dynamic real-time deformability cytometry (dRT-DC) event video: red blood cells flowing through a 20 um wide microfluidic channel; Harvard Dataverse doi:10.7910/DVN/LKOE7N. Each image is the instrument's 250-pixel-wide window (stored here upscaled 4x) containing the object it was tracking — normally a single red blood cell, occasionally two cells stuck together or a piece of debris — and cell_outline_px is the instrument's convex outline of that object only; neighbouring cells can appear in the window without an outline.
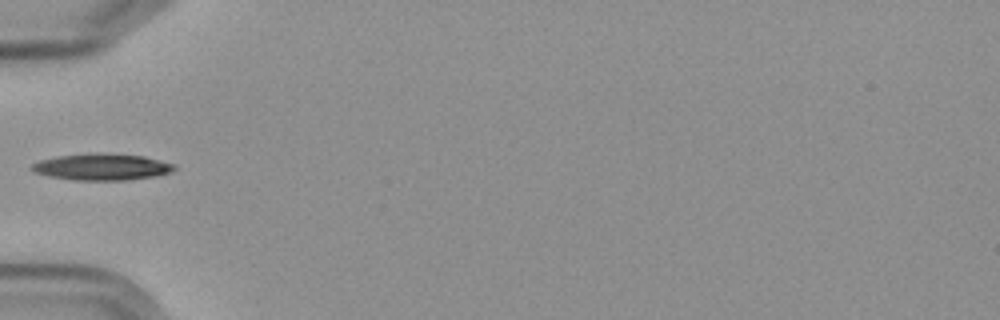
{"species": "Egyptian fruit bat (a non-hibernating species)", "species_latin": "Rousettus aegyptiacus", "temperature_condition": "cold", "stored_images_in_passage": 6, "camera_frame_rate_fps": 3000, "um_per_image_px": 0.085, "frame": {"image": 1, "passage_image": 6, "time_ms": 6.0, "image_size_px": [1000, 320], "cell_outline_px": [[176, 168], [172, 172], [156, 176], [128, 180], [76, 180], [52, 176], [36, 172], [28, 168], [32, 164], [40, 160], [56, 156], [88, 152], [100, 152], [144, 156], [176, 164]], "centroid_in_image_um": [8.69, 14.17], "position_along_channel_um": 76.3, "area_um2": 22.31}}